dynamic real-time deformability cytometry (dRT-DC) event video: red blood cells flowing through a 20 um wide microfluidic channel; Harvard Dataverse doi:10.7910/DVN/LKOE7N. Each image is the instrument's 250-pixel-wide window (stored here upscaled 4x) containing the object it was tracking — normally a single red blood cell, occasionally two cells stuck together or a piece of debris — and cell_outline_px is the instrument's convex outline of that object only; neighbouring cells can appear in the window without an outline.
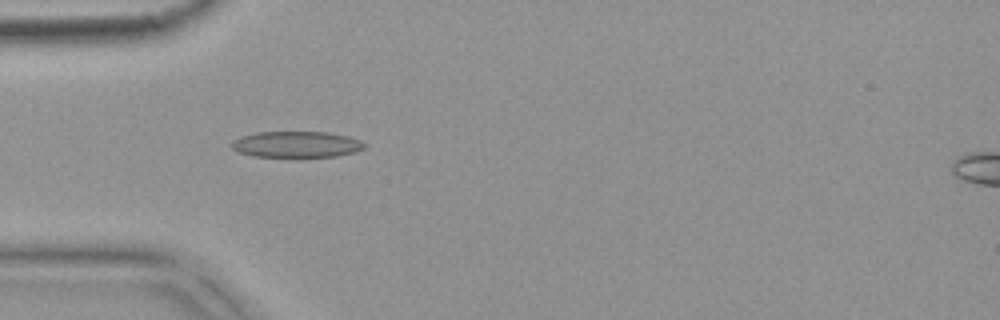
{"species": "common noctule bat (a hibernating species)", "species_latin": "Nyctalus noctula", "temperature_condition": "warm", "stored_images_in_passage": 6, "camera_frame_rate_fps": 3000, "um_per_image_px": 0.085, "animal": {"sex": "female", "body_mass_g": 18.4}, "frame": {"image": 1, "passage_image": 5, "time_ms": 1.333, "image_size_px": [1000, 320], "cell_outline_px": [[368, 144], [364, 148], [352, 152], [336, 156], [252, 156], [240, 152], [232, 148], [232, 140], [240, 136], [256, 132], [328, 132], [348, 136], [360, 140]], "centroid_in_image_um": [25.2, 12.25], "position_along_channel_um": 59.8, "area_um2": 20.06}}